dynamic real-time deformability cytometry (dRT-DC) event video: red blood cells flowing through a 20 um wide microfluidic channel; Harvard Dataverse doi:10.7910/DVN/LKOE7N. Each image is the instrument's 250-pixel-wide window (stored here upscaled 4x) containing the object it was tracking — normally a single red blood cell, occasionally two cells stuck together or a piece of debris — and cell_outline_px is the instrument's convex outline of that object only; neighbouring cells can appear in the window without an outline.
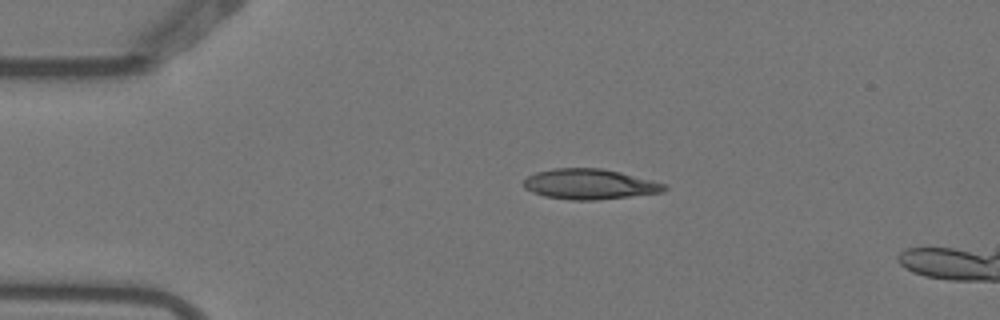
{"species": "Egyptian fruit bat (a non-hibernating species)", "species_latin": "Rousettus aegyptiacus", "temperature_condition": "warm", "stored_images_in_passage": 3, "camera_frame_rate_fps": 3000, "um_per_image_px": 0.085, "animal": {"sex": "female"}, "frame": {"image": 1, "passage_image": 1, "time_ms": 0.0, "image_size_px": [1000, 320], "cell_outline_px": [[668, 188], [664, 192], [596, 200], [572, 200], [544, 196], [532, 192], [524, 188], [524, 180], [528, 176], [536, 172], [552, 168], [600, 168], [620, 172], [668, 184]], "centroid_in_image_um": [50.13, 15.65], "position_along_channel_um": 34.9, "area_um2": 24.91}}